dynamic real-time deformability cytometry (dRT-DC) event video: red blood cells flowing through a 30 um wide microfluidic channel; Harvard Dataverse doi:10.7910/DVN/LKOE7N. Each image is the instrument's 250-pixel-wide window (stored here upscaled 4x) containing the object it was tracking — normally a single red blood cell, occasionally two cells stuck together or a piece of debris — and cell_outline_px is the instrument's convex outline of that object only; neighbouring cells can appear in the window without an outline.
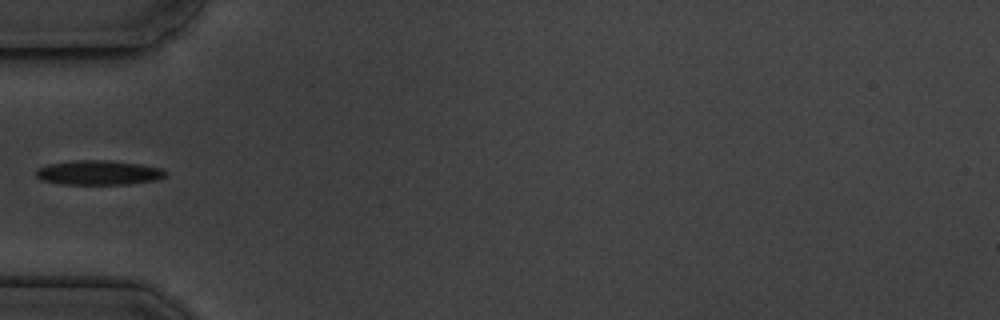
{"species": "common noctule bat (a hibernating species)", "species_latin": "Nyctalus noctula", "temperature_condition": "cold", "stored_images_in_passage": 6, "camera_frame_rate_fps": 3000, "um_per_image_px": 0.085, "animal": {"sex": "male", "body_mass_g": 19.5, "forearm_length_mm": 54.6}, "frame": {"image": 1, "passage_image": 4, "time_ms": 4.333, "image_size_px": [1000, 320], "cell_outline_px": [[168, 172], [164, 176], [156, 180], [128, 184], [60, 184], [40, 180], [36, 176], [36, 168], [48, 164], [72, 160], [108, 160], [140, 164], [164, 168]], "centroid_in_image_um": [8.37, 14.67], "position_along_channel_um": 76.6, "area_um2": 18.73}}
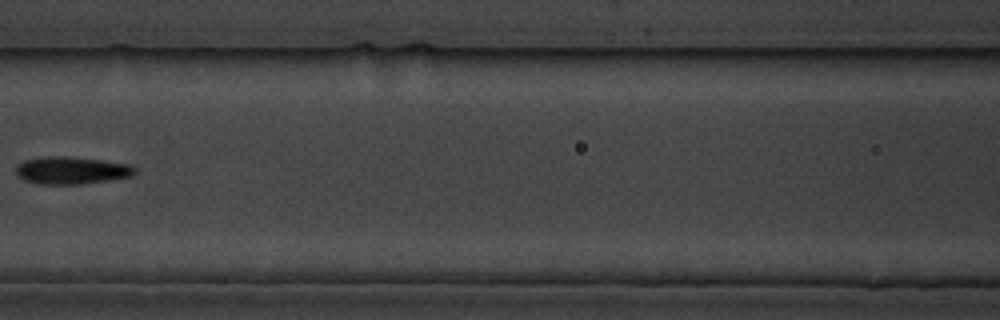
{"frame": {"image": 2, "passage_image": 6, "time_ms": 6.667, "image_size_px": [1000, 320], "cell_outline_px": [[136, 172], [132, 176], [108, 180], [80, 184], [36, 184], [24, 180], [16, 176], [16, 164], [24, 160], [48, 156], [64, 156], [104, 160], [128, 164], [136, 168]], "centroid_in_image_um": [6.04, 14.48], "position_along_channel_um": 160.6, "area_um2": 19.13}}